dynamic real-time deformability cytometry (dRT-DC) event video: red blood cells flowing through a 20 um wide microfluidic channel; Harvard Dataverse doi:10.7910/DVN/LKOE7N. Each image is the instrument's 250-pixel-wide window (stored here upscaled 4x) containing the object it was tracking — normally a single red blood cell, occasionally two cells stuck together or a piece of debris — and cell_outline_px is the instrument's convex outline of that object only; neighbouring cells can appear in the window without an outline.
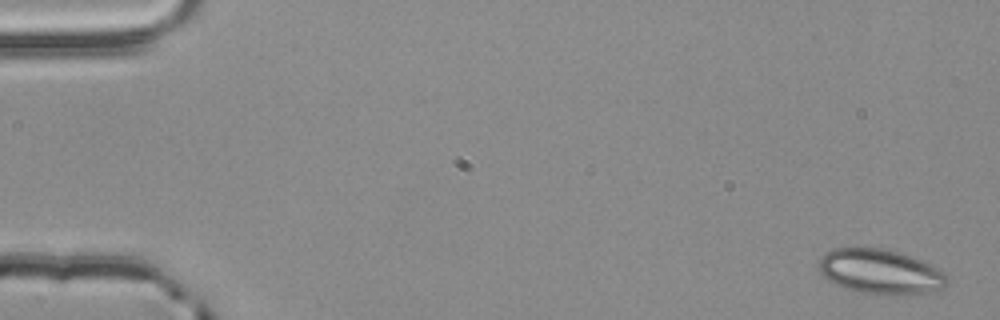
{"species": "common noctule bat (a hibernating species)", "species_latin": "Nyctalus noctula", "temperature_condition": "room temperature", "stored_images_in_passage": 4, "camera_frame_rate_fps": 3000, "um_per_image_px": 0.085, "animal": {"sex": "male", "body_mass_g": 20.4}, "frame": {"image": 1, "passage_image": 1, "time_ms": 0.0, "image_size_px": [1000, 320], "cell_outline_px": [[948, 284], [940, 288], [924, 292], [904, 296], [864, 292], [848, 288], [836, 284], [828, 280], [820, 272], [820, 256], [824, 252], [832, 248], [884, 248], [920, 260], [944, 272], [948, 276]], "centroid_in_image_um": [74.81, 23.08], "position_along_channel_um": 10.2, "area_um2": 33.0}}